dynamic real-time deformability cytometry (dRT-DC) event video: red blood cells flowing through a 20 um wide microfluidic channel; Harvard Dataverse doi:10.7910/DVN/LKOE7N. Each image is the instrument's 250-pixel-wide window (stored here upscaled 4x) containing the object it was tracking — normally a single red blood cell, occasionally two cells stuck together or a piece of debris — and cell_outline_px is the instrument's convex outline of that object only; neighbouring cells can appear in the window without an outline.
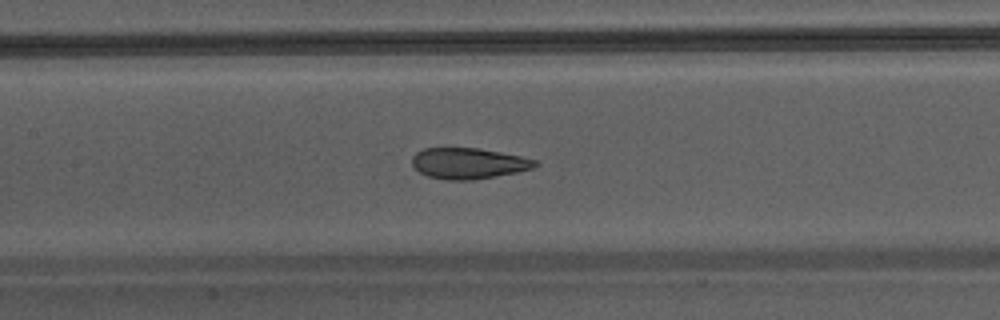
{"species": "Egyptian fruit bat (a non-hibernating species)", "species_latin": "Rousettus aegyptiacus", "temperature_condition": "warm", "stored_images_in_passage": 42, "camera_frame_rate_fps": 3000, "um_per_image_px": 0.085, "animal": {"sex": "male"}, "frame": {"image": 1, "passage_image": 18, "time_ms": 5.667, "image_size_px": [1000, 320], "cell_outline_px": [[540, 164], [532, 168], [516, 172], [496, 176], [472, 180], [444, 180], [428, 176], [420, 172], [412, 164], [412, 156], [416, 152], [424, 148], [480, 148], [520, 156], [536, 160]], "centroid_in_image_um": [39.81, 13.88], "position_along_channel_um": 167.6, "area_um2": 22.14}}
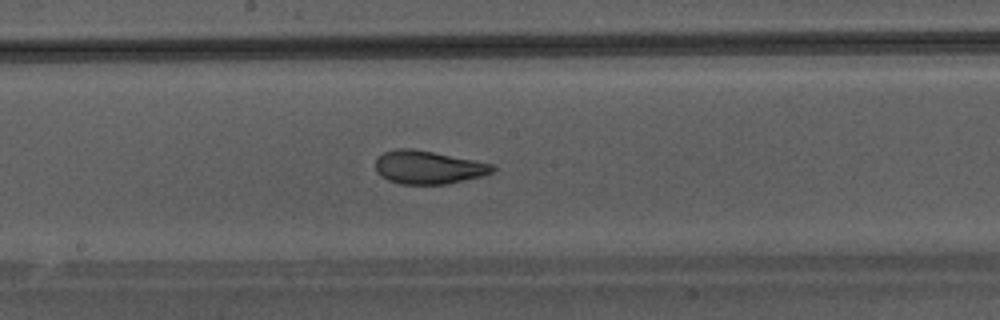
{"frame": {"image": 2, "passage_image": 21, "time_ms": 6.667, "image_size_px": [1000, 320], "cell_outline_px": [[496, 168], [492, 172], [480, 176], [448, 184], [400, 184], [388, 180], [380, 176], [376, 172], [376, 160], [384, 152], [396, 148], [412, 148], [492, 164]], "centroid_in_image_um": [36.35, 14.23], "position_along_channel_um": 211.8, "area_um2": 22.43}}
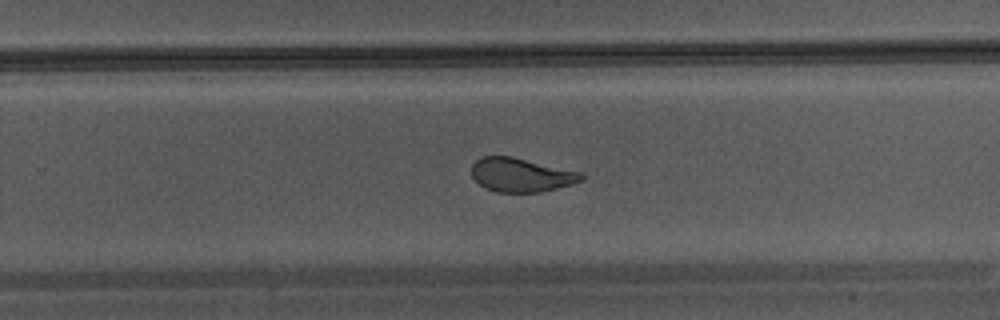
{"frame": {"image": 3, "passage_image": 26, "time_ms": 8.333, "image_size_px": [1000, 320], "cell_outline_px": [[584, 180], [572, 184], [540, 192], [496, 192], [484, 188], [472, 176], [472, 164], [480, 156], [512, 156], [580, 172], [584, 176]], "centroid_in_image_um": [44.27, 14.86], "position_along_channel_um": 285.5, "area_um2": 21.62}}